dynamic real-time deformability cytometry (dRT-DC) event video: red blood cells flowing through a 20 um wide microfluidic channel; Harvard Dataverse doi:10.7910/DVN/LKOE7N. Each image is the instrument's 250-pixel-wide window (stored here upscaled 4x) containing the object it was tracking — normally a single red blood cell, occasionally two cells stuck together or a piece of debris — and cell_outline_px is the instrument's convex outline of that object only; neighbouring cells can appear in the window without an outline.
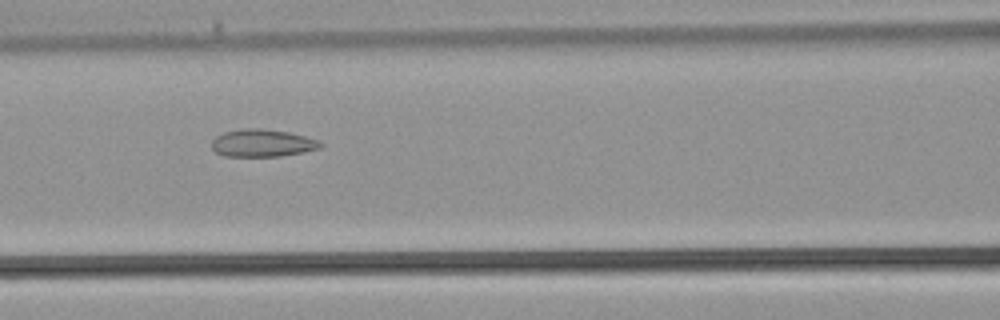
{"species": "common noctule bat (a hibernating species)", "species_latin": "Nyctalus noctula", "temperature_condition": "warm", "stored_images_in_passage": 28, "camera_frame_rate_fps": 3000, "um_per_image_px": 0.085, "animal": {"sex": "male", "body_mass_g": 21.5, "forearm_length_mm": 52.0}, "frame": {"image": 1, "passage_image": 6, "time_ms": 1.667, "image_size_px": [1000, 320], "cell_outline_px": [[324, 144], [320, 148], [304, 152], [280, 156], [224, 156], [216, 152], [212, 148], [212, 140], [216, 136], [224, 132], [244, 128], [264, 128], [288, 132], [320, 140]], "centroid_in_image_um": [22.32, 12.15], "position_along_channel_um": 144.3, "area_um2": 17.51}}
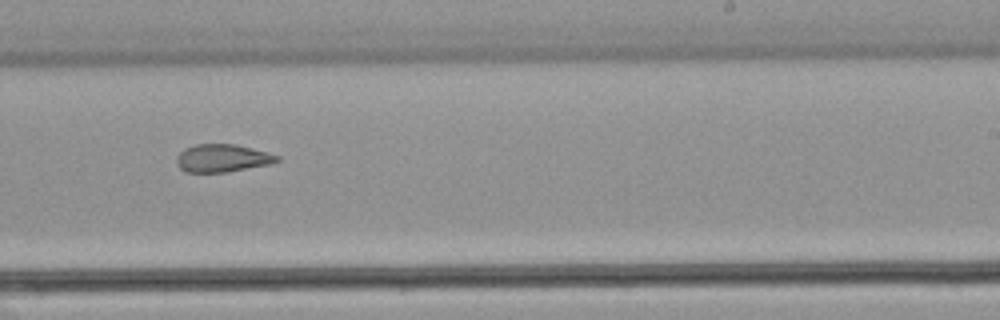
{"frame": {"image": 2, "passage_image": 13, "time_ms": 4.0, "image_size_px": [1000, 320], "cell_outline_px": [[280, 160], [272, 164], [228, 172], [184, 172], [176, 164], [176, 156], [184, 148], [196, 144], [236, 144], [268, 152], [280, 156]], "centroid_in_image_um": [18.91, 13.44], "position_along_channel_um": 270.1, "area_um2": 16.53}}
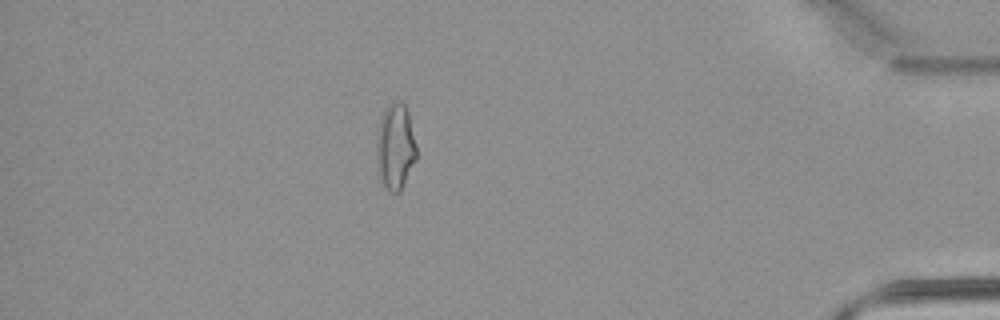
{"frame": {"image": 3, "passage_image": 23, "time_ms": 7.333, "image_size_px": [1000, 320], "cell_outline_px": [[416, 160], [400, 192], [392, 192], [380, 180], [376, 168], [376, 144], [380, 116], [384, 108], [388, 104], [396, 100], [404, 104], [408, 112], [416, 144]], "centroid_in_image_um": [33.58, 12.45], "position_along_channel_um": 401.6, "area_um2": 20.23}}